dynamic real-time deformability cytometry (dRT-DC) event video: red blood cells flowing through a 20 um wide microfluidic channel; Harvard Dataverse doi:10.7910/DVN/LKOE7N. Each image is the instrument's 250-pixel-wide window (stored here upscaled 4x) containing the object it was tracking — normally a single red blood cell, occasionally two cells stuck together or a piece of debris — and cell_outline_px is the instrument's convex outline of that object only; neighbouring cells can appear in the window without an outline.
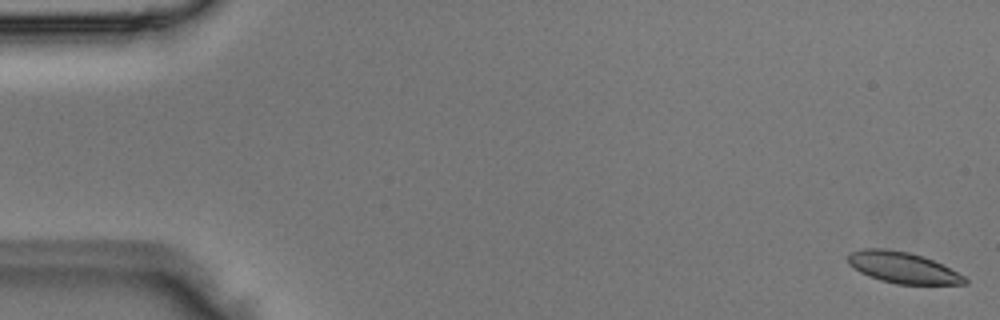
{"species": "Egyptian fruit bat (a non-hibernating species)", "species_latin": "Rousettus aegyptiacus", "temperature_condition": "room temperature", "stored_images_in_passage": 4, "camera_frame_rate_fps": 3000, "um_per_image_px": 0.085, "animal": {"sex": "male"}, "frame": {"image": 1, "passage_image": 1, "time_ms": 0.0, "image_size_px": [1000, 320], "cell_outline_px": [[968, 284], [896, 284], [880, 280], [868, 276], [860, 272], [848, 264], [848, 252], [860, 248], [884, 248], [908, 252], [924, 256], [964, 276], [968, 280]], "centroid_in_image_um": [76.67, 22.73], "position_along_channel_um": 8.3, "area_um2": 21.21}}
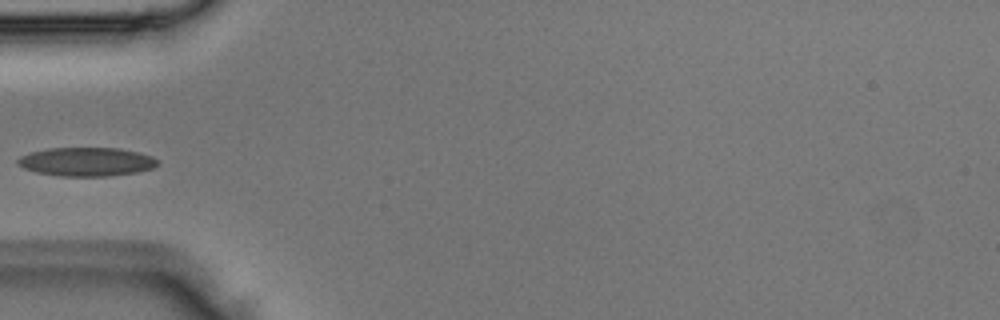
{"frame": {"image": 2, "passage_image": 4, "time_ms": 1.0, "image_size_px": [1000, 320], "cell_outline_px": [[160, 164], [152, 168], [136, 172], [108, 176], [60, 176], [36, 172], [24, 168], [16, 164], [16, 160], [20, 156], [32, 152], [48, 148], [120, 148], [140, 152], [152, 156], [160, 160]], "centroid_in_image_um": [7.38, 13.74], "position_along_channel_um": 77.6, "area_um2": 23.58}}